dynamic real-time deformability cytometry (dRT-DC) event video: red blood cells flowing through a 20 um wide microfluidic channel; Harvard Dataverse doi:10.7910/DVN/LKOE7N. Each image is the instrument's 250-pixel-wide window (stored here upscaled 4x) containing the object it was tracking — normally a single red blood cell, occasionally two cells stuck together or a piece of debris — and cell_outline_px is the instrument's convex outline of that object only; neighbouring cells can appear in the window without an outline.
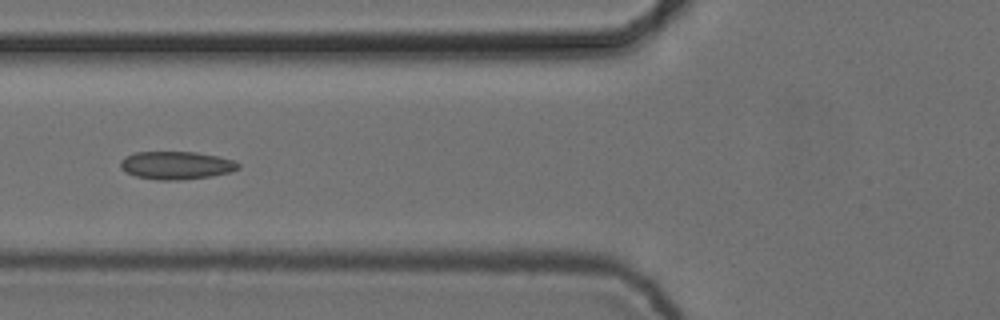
{"species": "common noctule bat (a hibernating species)", "species_latin": "Nyctalus noctula", "temperature_condition": "cold", "stored_images_in_passage": 8, "camera_frame_rate_fps": 3000, "um_per_image_px": 0.085, "animal": {"sex": "female", "body_mass_g": 24.6, "forearm_length_mm": 56.2}, "frame": {"image": 1, "passage_image": 5, "time_ms": 1.333, "image_size_px": [1000, 320], "cell_outline_px": [[240, 168], [232, 172], [212, 176], [180, 180], [156, 180], [136, 176], [124, 172], [120, 168], [120, 160], [124, 156], [136, 152], [196, 152], [216, 156], [232, 160], [240, 164]], "centroid_in_image_um": [14.95, 14.06], "position_along_channel_um": 110.8, "area_um2": 19.36}}
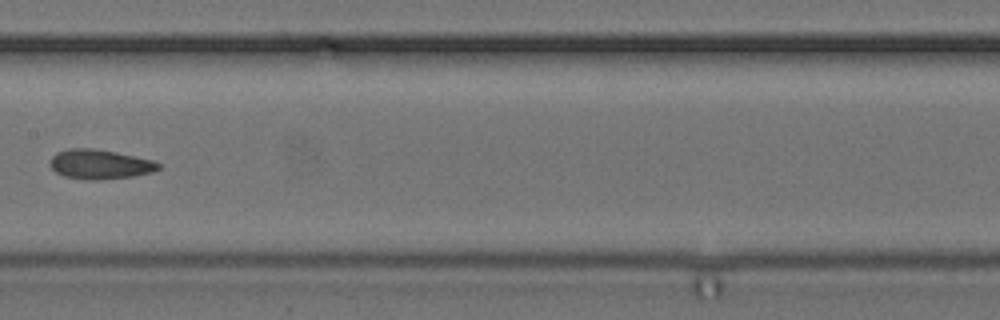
{"frame": {"image": 2, "passage_image": 7, "time_ms": 2.0, "image_size_px": [1000, 320], "cell_outline_px": [[160, 168], [152, 172], [132, 176], [100, 180], [88, 180], [64, 176], [56, 172], [48, 164], [52, 156], [56, 152], [68, 148], [92, 148], [116, 152], [152, 160], [160, 164]], "centroid_in_image_um": [8.45, 13.96], "position_along_channel_um": 199.0, "area_um2": 18.67}}
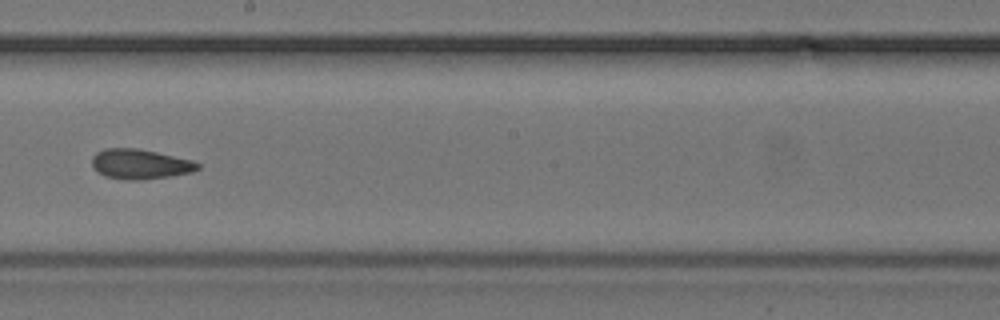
{"frame": {"image": 3, "passage_image": 8, "time_ms": 2.333, "image_size_px": [1000, 320], "cell_outline_px": [[200, 168], [192, 172], [168, 176], [140, 180], [128, 180], [104, 176], [96, 172], [92, 168], [92, 156], [96, 152], [104, 148], [136, 148], [156, 152], [192, 160], [200, 164]], "centroid_in_image_um": [11.86, 13.95], "position_along_channel_um": 236.3, "area_um2": 18.5}}